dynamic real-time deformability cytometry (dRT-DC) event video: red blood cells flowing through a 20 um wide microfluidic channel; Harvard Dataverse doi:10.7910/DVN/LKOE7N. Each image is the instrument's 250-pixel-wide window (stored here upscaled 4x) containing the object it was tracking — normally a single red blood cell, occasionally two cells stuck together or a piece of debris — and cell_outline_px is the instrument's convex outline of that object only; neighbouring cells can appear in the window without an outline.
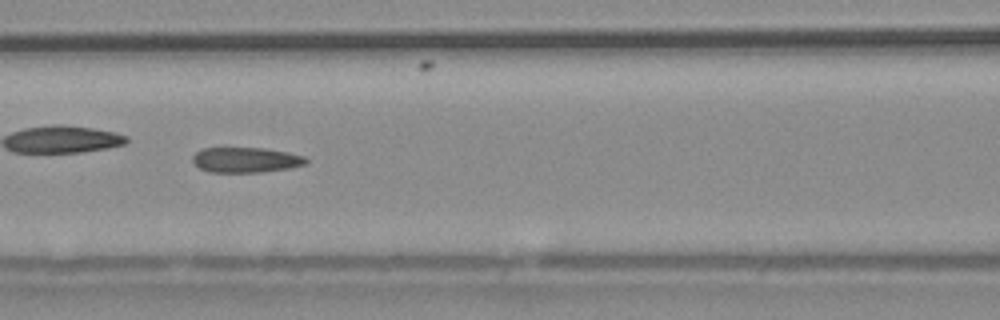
{"species": "common noctule bat (a hibernating species)", "species_latin": "Nyctalus noctula", "temperature_condition": "warm", "stored_images_in_passage": 53, "camera_frame_rate_fps": 3000, "um_per_image_px": 0.085, "animal": {"sex": "male", "body_mass_g": 20.4}, "frame": {"image": 1, "passage_image": 23, "time_ms": 7.333, "image_size_px": [1000, 320], "cell_outline_px": [[308, 160], [304, 164], [288, 168], [260, 172], [208, 172], [200, 168], [192, 160], [192, 156], [196, 152], [204, 148], [264, 148], [288, 152], [304, 156]], "centroid_in_image_um": [20.87, 13.59], "position_along_channel_um": 145.7, "area_um2": 16.53}, "authors_computed_cell_mechanics": {"area_um2": 17.34, "velocity_mm_per_s": 3.7548, "shape_relaxation_time_tau1_ms": null, "shape_relaxation_time_tau2_ms": 3.6092, "deformation_change_tau1": null, "deformation_change_tau2": 0.1139}}